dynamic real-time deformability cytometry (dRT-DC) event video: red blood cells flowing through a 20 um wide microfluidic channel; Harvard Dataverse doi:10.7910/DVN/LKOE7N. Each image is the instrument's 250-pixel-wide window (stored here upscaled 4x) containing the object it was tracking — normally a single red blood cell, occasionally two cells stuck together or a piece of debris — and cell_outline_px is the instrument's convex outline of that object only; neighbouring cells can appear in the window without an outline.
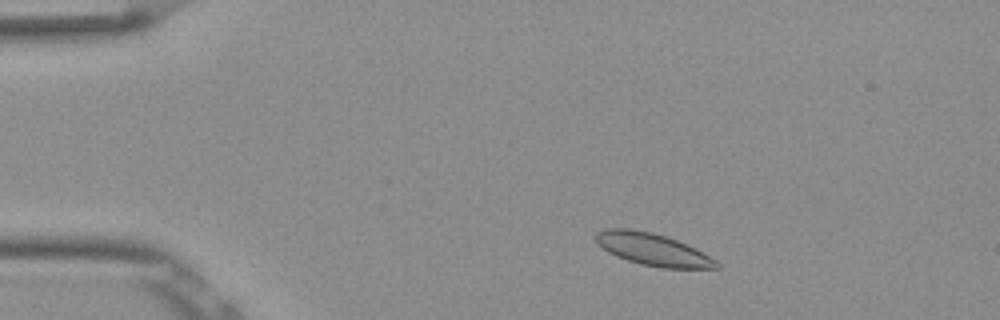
{"species": "Egyptian fruit bat (a non-hibernating species)", "species_latin": "Rousettus aegyptiacus", "temperature_condition": "room temperature", "stored_images_in_passage": 50, "camera_frame_rate_fps": 3000, "um_per_image_px": 0.085, "frame": {"image": 1, "passage_image": 6, "time_ms": 1.667, "image_size_px": [1000, 320], "cell_outline_px": [[720, 268], [660, 268], [640, 264], [616, 256], [608, 252], [596, 244], [596, 232], [604, 228], [632, 228], [652, 232], [676, 240], [716, 260], [720, 264]], "centroid_in_image_um": [55.41, 21.19], "position_along_channel_um": 29.6, "area_um2": 22.48}}
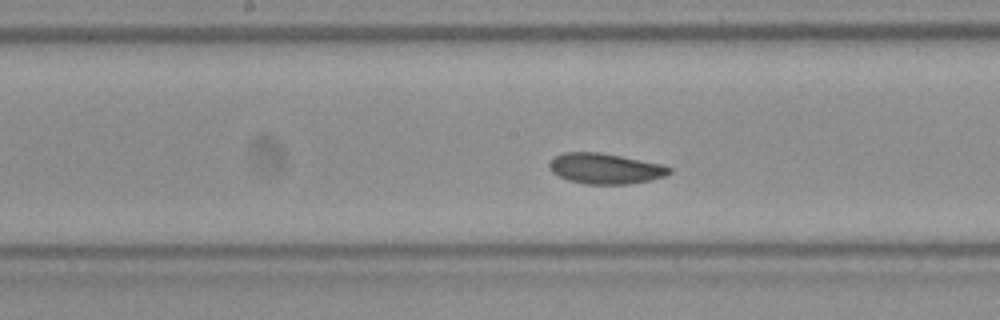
{"frame": {"image": 2, "passage_image": 24, "time_ms": 7.667, "image_size_px": [1000, 320], "cell_outline_px": [[672, 172], [664, 176], [652, 180], [628, 184], [584, 184], [568, 180], [552, 172], [548, 164], [556, 156], [564, 152], [600, 152], [660, 164], [672, 168]], "centroid_in_image_um": [51.45, 14.33], "position_along_channel_um": 196.8, "area_um2": 21.21}}
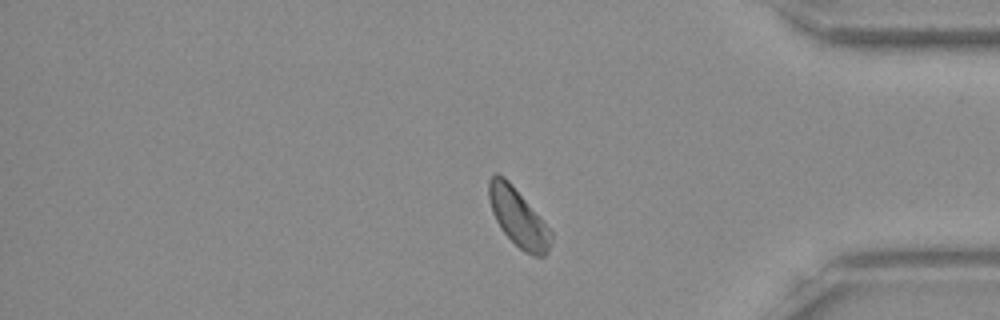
{"frame": {"image": 3, "passage_image": 41, "time_ms": 13.333, "image_size_px": [1000, 320], "cell_outline_px": [[552, 244], [548, 252], [544, 256], [532, 256], [524, 252], [500, 228], [492, 212], [488, 196], [488, 180], [496, 172], [504, 176], [512, 184], [552, 232]], "centroid_in_image_um": [44.04, 18.49], "position_along_channel_um": 391.2, "area_um2": 20.87}, "authors_computed_cell_mechanics": {"area_um2": 21.2126, "velocity_mm_per_s": 3.8174, "shape_relaxation_time_tau1_ms": null, "shape_relaxation_time_tau2_ms": 3.0365, "deformation_change_tau1": null, "deformation_change_tau2": 0.0535}}